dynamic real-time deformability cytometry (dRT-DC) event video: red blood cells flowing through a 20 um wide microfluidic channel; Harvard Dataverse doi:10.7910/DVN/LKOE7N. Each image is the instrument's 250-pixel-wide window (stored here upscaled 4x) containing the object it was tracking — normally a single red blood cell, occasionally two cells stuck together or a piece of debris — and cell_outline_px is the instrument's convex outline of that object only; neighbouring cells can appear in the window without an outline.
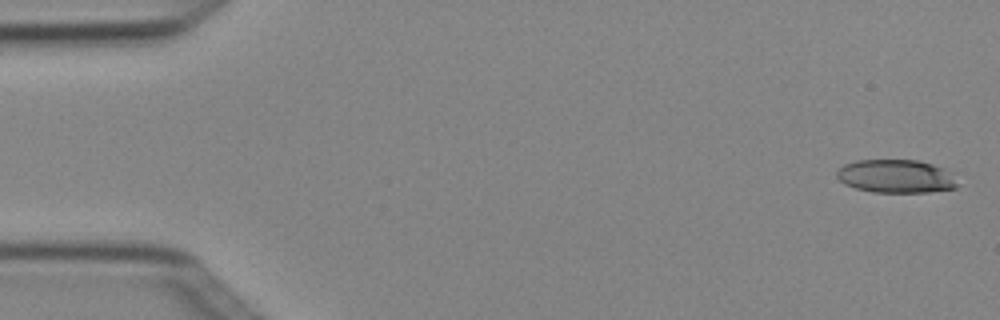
{"species": "Egyptian fruit bat (a non-hibernating species)", "species_latin": "Rousettus aegyptiacus", "temperature_condition": "cold", "stored_images_in_passage": 3, "camera_frame_rate_fps": 3000, "um_per_image_px": 0.085, "animal": {"sex": "female"}, "frame": {"image": 1, "passage_image": 1, "time_ms": 0.0, "image_size_px": [1000, 320], "cell_outline_px": [[960, 184], [956, 188], [928, 192], [872, 192], [856, 188], [844, 184], [836, 176], [836, 172], [844, 164], [856, 160], [916, 160], [932, 164], [944, 168]], "centroid_in_image_um": [76.15, 14.98], "position_along_channel_um": 8.9, "area_um2": 23.41}}